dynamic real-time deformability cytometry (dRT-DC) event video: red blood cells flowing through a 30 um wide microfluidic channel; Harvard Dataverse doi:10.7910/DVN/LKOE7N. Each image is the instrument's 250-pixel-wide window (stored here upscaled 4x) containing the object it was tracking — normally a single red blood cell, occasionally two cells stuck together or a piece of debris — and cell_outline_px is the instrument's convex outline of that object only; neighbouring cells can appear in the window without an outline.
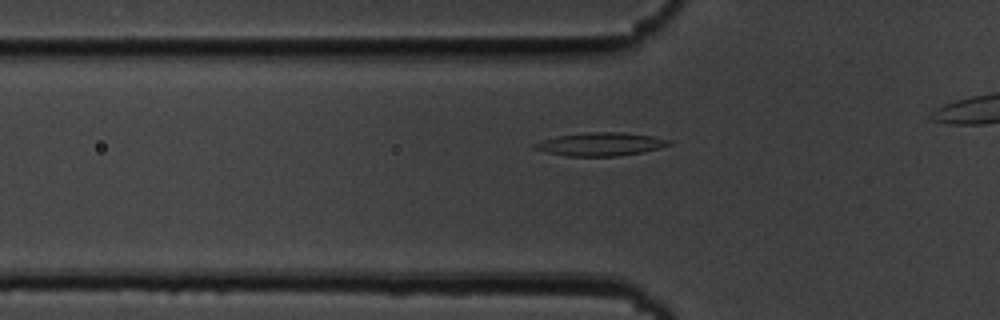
{"species": "common noctule bat (a hibernating species)", "species_latin": "Nyctalus noctula", "temperature_condition": "cold", "stored_images_in_passage": 26, "camera_frame_rate_fps": 3000, "um_per_image_px": 0.085, "animal": {"sex": "male", "body_mass_g": 19.5, "forearm_length_mm": 54.6}, "frame": {"image": 1, "passage_image": 13, "time_ms": 4.0, "image_size_px": [1000, 320], "cell_outline_px": [[672, 144], [660, 148], [640, 152], [616, 156], [568, 156], [548, 152], [532, 148], [532, 144], [544, 140], [560, 136], [588, 132], [620, 132], [652, 136], [672, 140]], "centroid_in_image_um": [51.08, 12.25], "position_along_channel_um": 74.7, "area_um2": 17.92}}
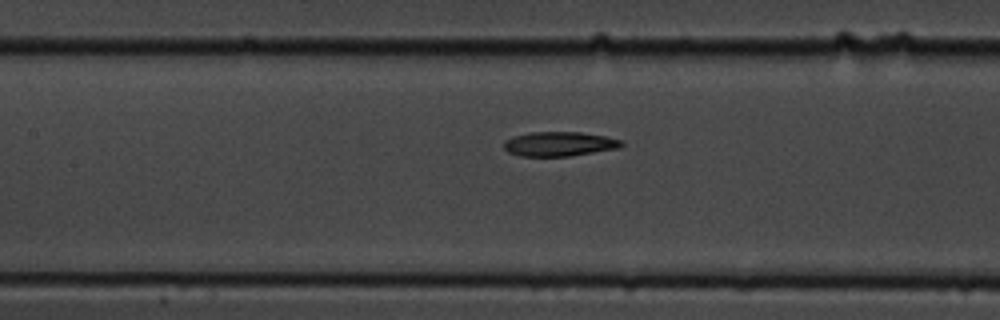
{"frame": {"image": 2, "passage_image": 20, "time_ms": 6.333, "image_size_px": [1000, 320], "cell_outline_px": [[624, 144], [620, 148], [568, 156], [520, 156], [508, 152], [504, 148], [504, 140], [512, 136], [532, 132], [580, 132], [604, 136], [620, 140]], "centroid_in_image_um": [47.51, 12.23], "position_along_channel_um": 159.9, "area_um2": 16.7}}
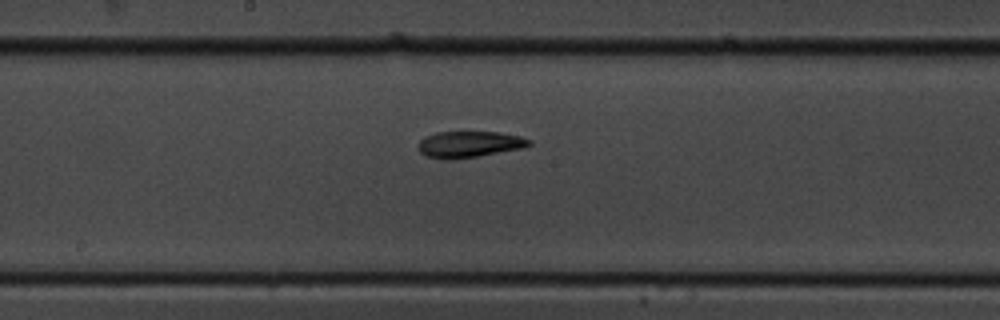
{"frame": {"image": 3, "passage_image": 24, "time_ms": 7.667, "image_size_px": [1000, 320], "cell_outline_px": [[532, 144], [524, 148], [452, 160], [444, 160], [428, 156], [420, 152], [420, 140], [424, 136], [436, 132], [500, 132], [520, 136], [532, 140]], "centroid_in_image_um": [39.92, 12.26], "position_along_channel_um": 208.3, "area_um2": 16.99}}